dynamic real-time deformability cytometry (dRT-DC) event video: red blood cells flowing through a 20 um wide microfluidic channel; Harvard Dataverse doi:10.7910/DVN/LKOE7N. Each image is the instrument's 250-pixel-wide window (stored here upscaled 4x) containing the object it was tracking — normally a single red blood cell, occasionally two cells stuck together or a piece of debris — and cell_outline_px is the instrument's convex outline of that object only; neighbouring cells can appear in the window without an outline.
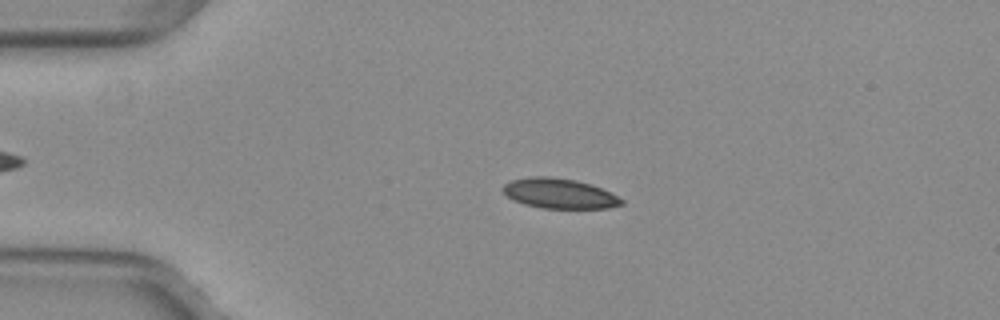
{"species": "common noctule bat (a hibernating species)", "species_latin": "Nyctalus noctula", "temperature_condition": "warm", "stored_images_in_passage": 46, "camera_frame_rate_fps": 3000, "um_per_image_px": 0.085, "animal": {"sex": "female", "body_mass_g": 29.2, "forearm_length_mm": 56.3}, "frame": {"image": 1, "passage_image": 12, "time_ms": 3.667, "image_size_px": [1000, 320], "cell_outline_px": [[624, 204], [608, 208], [544, 208], [524, 204], [508, 196], [500, 188], [504, 184], [512, 180], [528, 176], [548, 176], [576, 180], [612, 192], [624, 200]], "centroid_in_image_um": [47.56, 16.44], "position_along_channel_um": 37.4, "area_um2": 20.69}}
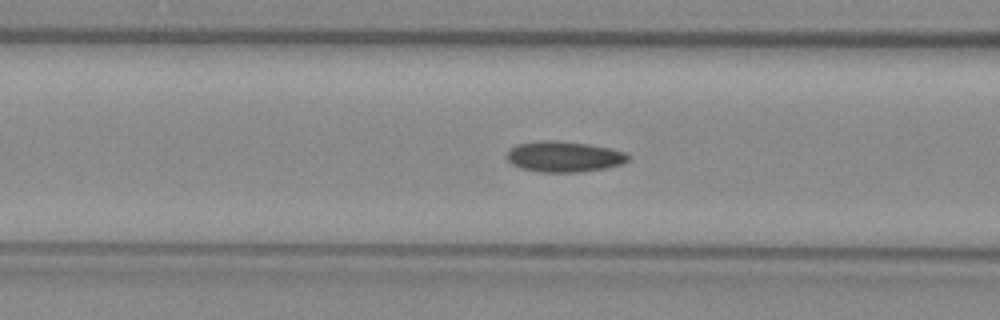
{"frame": {"image": 2, "passage_image": 21, "time_ms": 6.667, "image_size_px": [1000, 320], "cell_outline_px": [[632, 156], [624, 164], [604, 168], [580, 172], [540, 172], [520, 168], [512, 164], [504, 156], [516, 144], [540, 140], [552, 140], [588, 144], [608, 148], [624, 152]], "centroid_in_image_um": [47.93, 13.32], "position_along_channel_um": 118.7, "area_um2": 21.79}}
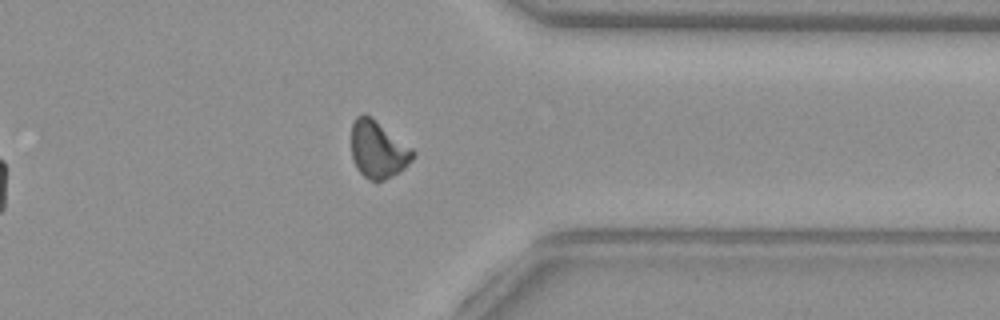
{"frame": {"image": 3, "passage_image": 41, "time_ms": 13.333, "image_size_px": [1000, 320], "cell_outline_px": [[416, 152], [412, 160], [400, 172], [376, 184], [368, 180], [356, 168], [352, 160], [352, 124], [356, 116], [368, 116], [412, 148]], "centroid_in_image_um": [32.13, 12.8], "position_along_channel_um": 379.3, "area_um2": 20.29}, "authors_computed_cell_mechanics": {"area_um2": 20.6924, "velocity_mm_per_s": 4.0111, "shape_relaxation_time_tau1_ms": null, "shape_relaxation_time_tau2_ms": 2.5546, "deformation_change_tau1": null, "deformation_change_tau2": 0.0758}}